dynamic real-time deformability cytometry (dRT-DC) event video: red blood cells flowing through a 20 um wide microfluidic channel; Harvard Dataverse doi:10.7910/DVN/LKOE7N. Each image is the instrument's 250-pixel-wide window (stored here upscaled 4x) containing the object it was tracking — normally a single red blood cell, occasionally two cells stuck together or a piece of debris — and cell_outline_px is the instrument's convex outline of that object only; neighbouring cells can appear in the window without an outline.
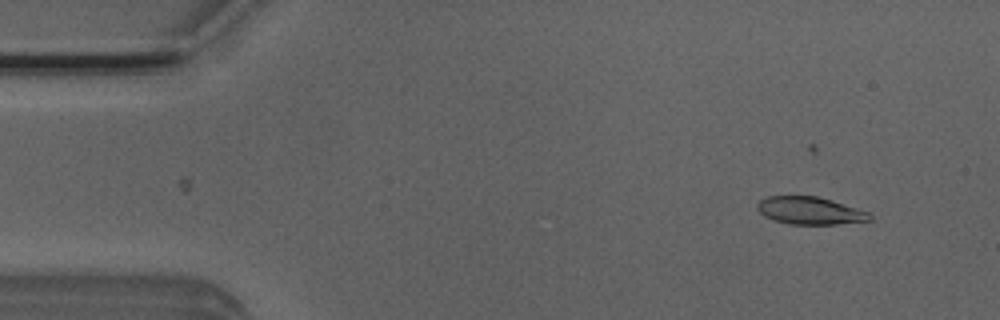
{"species": "Egyptian fruit bat (a non-hibernating species)", "species_latin": "Rousettus aegyptiacus", "temperature_condition": "room temperature", "stored_images_in_passage": 3, "camera_frame_rate_fps": 3000, "um_per_image_px": 0.085, "animal": {"sex": "male"}, "frame": {"image": 1, "passage_image": 1, "time_ms": 0.0, "image_size_px": [1000, 320], "cell_outline_px": [[872, 220], [836, 224], [788, 224], [772, 220], [764, 216], [756, 208], [756, 204], [760, 200], [768, 196], [816, 196], [832, 200], [868, 212], [872, 216]], "centroid_in_image_um": [68.81, 17.91], "position_along_channel_um": 16.2, "area_um2": 18.03}}